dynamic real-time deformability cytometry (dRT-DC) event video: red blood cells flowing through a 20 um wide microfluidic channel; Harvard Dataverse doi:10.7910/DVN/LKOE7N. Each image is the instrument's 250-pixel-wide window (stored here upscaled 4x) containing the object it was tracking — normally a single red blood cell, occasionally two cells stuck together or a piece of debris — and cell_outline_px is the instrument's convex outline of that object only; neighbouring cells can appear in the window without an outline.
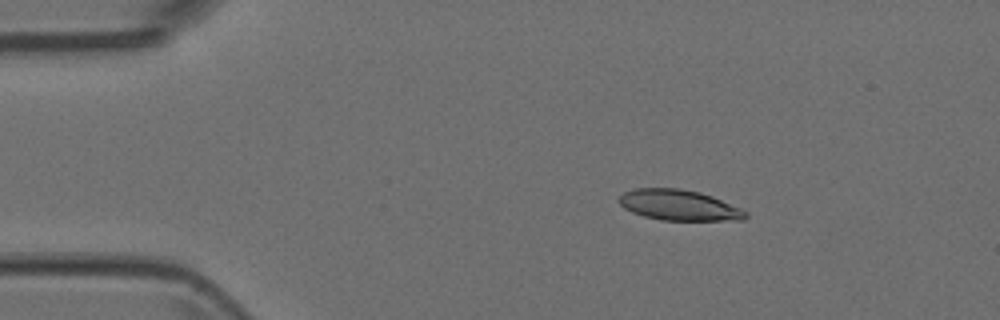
{"species": "Egyptian fruit bat (a non-hibernating species)", "species_latin": "Rousettus aegyptiacus", "temperature_condition": "room temperature", "stored_images_in_passage": 5, "camera_frame_rate_fps": 3000, "um_per_image_px": 0.085, "animal": {"sex": "female"}, "frame": {"image": 1, "passage_image": 2, "time_ms": 0.333, "image_size_px": [1000, 320], "cell_outline_px": [[748, 216], [744, 220], [660, 220], [644, 216], [632, 212], [624, 208], [616, 200], [624, 192], [632, 188], [680, 188], [700, 192], [712, 196], [740, 208], [748, 212]], "centroid_in_image_um": [57.69, 17.43], "position_along_channel_um": 27.3, "area_um2": 22.72}}
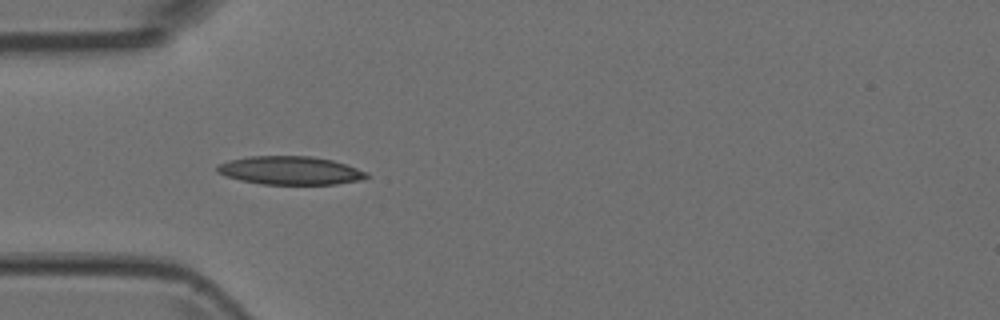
{"frame": {"image": 2, "passage_image": 4, "time_ms": 1.0, "image_size_px": [1000, 320], "cell_outline_px": [[368, 176], [364, 180], [336, 184], [260, 184], [240, 180], [224, 176], [216, 172], [216, 164], [228, 160], [248, 156], [312, 156], [332, 160], [368, 172]], "centroid_in_image_um": [24.62, 14.49], "position_along_channel_um": 60.4, "area_um2": 24.91}}
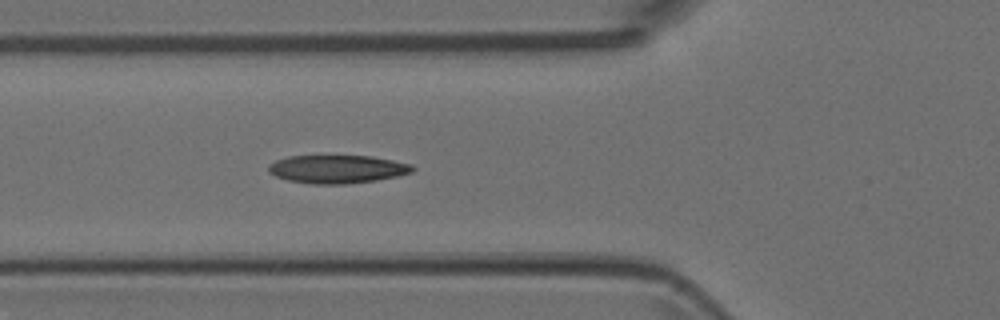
{"frame": {"image": 3, "passage_image": 5, "time_ms": 1.333, "image_size_px": [1000, 320], "cell_outline_px": [[416, 168], [412, 172], [396, 176], [376, 180], [344, 184], [312, 184], [288, 180], [276, 176], [268, 172], [268, 164], [276, 160], [288, 156], [372, 156], [412, 164]], "centroid_in_image_um": [28.66, 14.37], "position_along_channel_um": 97.1, "area_um2": 23.64}}